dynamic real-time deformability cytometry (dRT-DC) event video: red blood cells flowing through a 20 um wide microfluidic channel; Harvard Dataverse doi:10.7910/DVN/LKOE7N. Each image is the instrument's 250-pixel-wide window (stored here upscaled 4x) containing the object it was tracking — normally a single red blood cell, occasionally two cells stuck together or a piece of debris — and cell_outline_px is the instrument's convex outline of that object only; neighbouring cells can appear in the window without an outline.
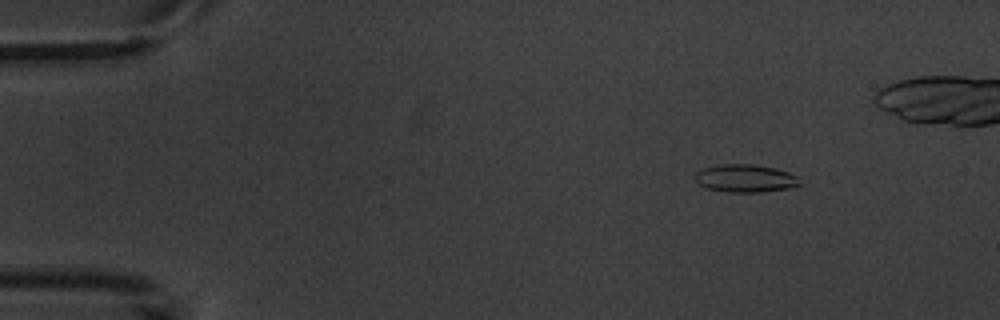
{"species": "common noctule bat (a hibernating species)", "species_latin": "Nyctalus noctula", "temperature_condition": "warm", "stored_images_in_passage": 6, "camera_frame_rate_fps": 3000, "um_per_image_px": 0.085, "animal": {"sex": "male", "body_mass_g": 20.1, "forearm_length_mm": 53.5}, "frame": {"image": 1, "passage_image": 3, "time_ms": 2.333, "image_size_px": [1000, 320], "cell_outline_px": [[800, 184], [792, 188], [760, 192], [728, 192], [708, 188], [700, 184], [696, 180], [696, 172], [704, 168], [720, 164], [756, 164], [776, 168], [788, 172], [796, 176]], "centroid_in_image_um": [63.38, 15.15], "position_along_channel_um": 21.6, "area_um2": 16.88}}